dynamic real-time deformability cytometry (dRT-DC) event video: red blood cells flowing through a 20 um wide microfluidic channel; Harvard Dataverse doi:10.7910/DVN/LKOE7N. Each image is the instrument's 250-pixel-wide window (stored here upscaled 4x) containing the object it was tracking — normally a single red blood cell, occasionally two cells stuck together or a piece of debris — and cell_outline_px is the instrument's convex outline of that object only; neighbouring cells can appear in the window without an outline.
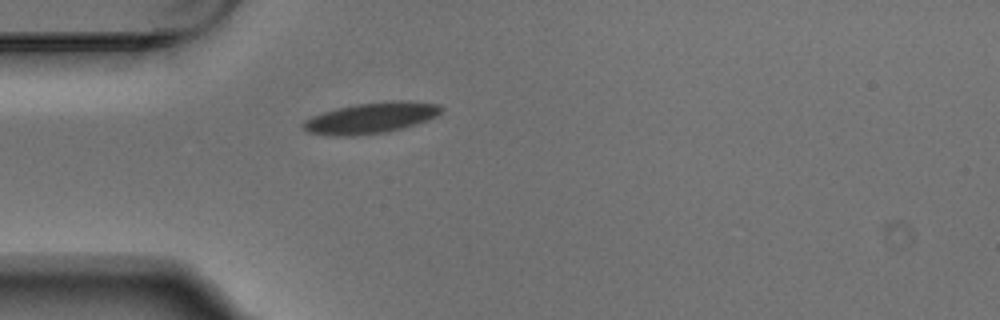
{"species": "Egyptian fruit bat (a non-hibernating species)", "species_latin": "Rousettus aegyptiacus", "temperature_condition": "warm", "stored_images_in_passage": 1, "camera_frame_rate_fps": 3000, "um_per_image_px": 0.085, "animal": {"sex": "male"}, "frame": {"image": 1, "passage_image": 1, "time_ms": 0.0, "image_size_px": [1000, 320], "cell_outline_px": [[444, 108], [436, 116], [428, 120], [404, 128], [388, 132], [356, 136], [332, 136], [308, 132], [300, 124], [304, 120], [312, 116], [336, 108], [356, 104], [392, 100], [408, 100], [440, 104]], "centroid_in_image_um": [31.56, 10.02], "position_along_channel_um": 53.4, "area_um2": 25.2}}